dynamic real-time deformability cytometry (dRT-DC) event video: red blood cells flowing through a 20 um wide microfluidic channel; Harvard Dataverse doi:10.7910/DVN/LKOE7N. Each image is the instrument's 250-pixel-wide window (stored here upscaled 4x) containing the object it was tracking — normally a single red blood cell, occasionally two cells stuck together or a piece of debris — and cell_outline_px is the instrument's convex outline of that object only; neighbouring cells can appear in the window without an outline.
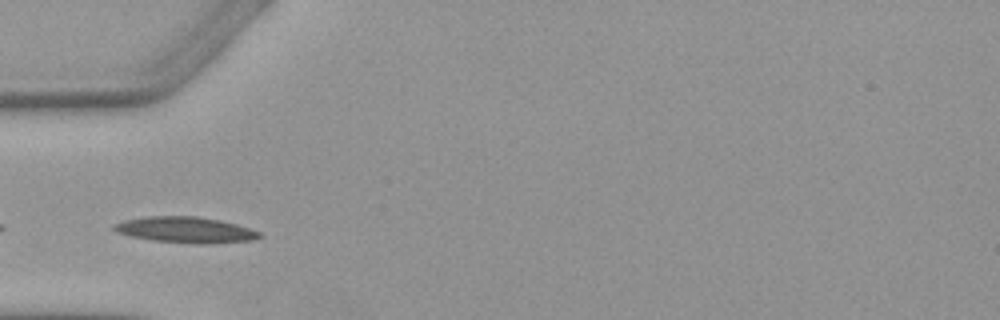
{"species": "Egyptian fruit bat (a non-hibernating species)", "species_latin": "Rousettus aegyptiacus", "temperature_condition": "warm", "stored_images_in_passage": 5, "camera_frame_rate_fps": 3000, "um_per_image_px": 0.085, "animal": {"sex": "female"}, "frame": {"image": 1, "passage_image": 2, "time_ms": 1.333, "image_size_px": [1000, 320], "cell_outline_px": [[260, 236], [252, 240], [208, 244], [196, 244], [152, 240], [132, 236], [116, 232], [112, 228], [112, 224], [124, 220], [148, 216], [196, 216], [220, 220], [236, 224], [260, 232]], "centroid_in_image_um": [15.73, 19.53], "position_along_channel_um": 69.3, "area_um2": 21.91}}
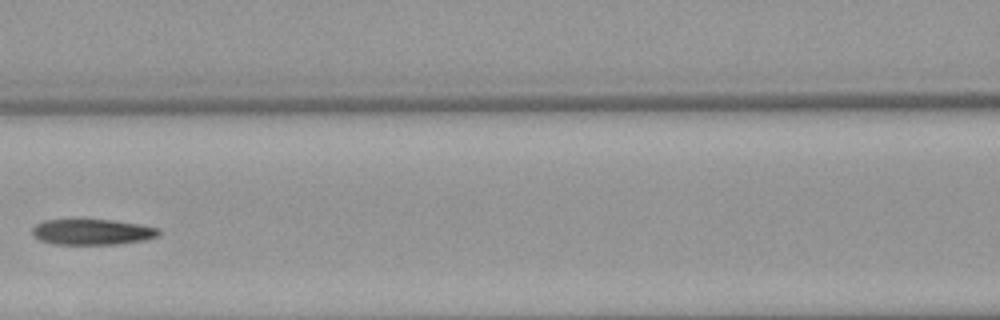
{"frame": {"image": 2, "passage_image": 4, "time_ms": 3.667, "image_size_px": [1000, 320], "cell_outline_px": [[160, 236], [144, 240], [116, 244], [52, 244], [40, 240], [32, 236], [32, 228], [36, 224], [44, 220], [112, 220], [140, 224], [160, 228]], "centroid_in_image_um": [7.85, 19.72], "position_along_channel_um": 158.8, "area_um2": 19.02}}
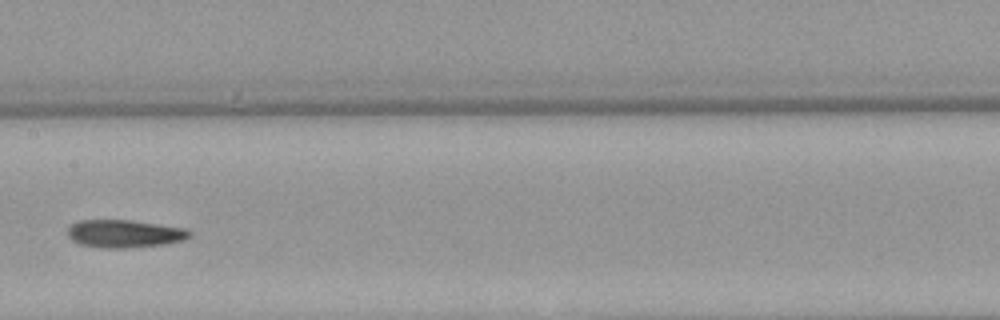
{"frame": {"image": 3, "passage_image": 5, "time_ms": 4.667, "image_size_px": [1000, 320], "cell_outline_px": [[192, 236], [184, 240], [168, 244], [132, 248], [104, 248], [80, 244], [72, 240], [68, 236], [68, 228], [72, 224], [80, 220], [132, 220], [184, 228], [192, 232]], "centroid_in_image_um": [10.62, 19.87], "position_along_channel_um": 196.8, "area_um2": 19.94}}